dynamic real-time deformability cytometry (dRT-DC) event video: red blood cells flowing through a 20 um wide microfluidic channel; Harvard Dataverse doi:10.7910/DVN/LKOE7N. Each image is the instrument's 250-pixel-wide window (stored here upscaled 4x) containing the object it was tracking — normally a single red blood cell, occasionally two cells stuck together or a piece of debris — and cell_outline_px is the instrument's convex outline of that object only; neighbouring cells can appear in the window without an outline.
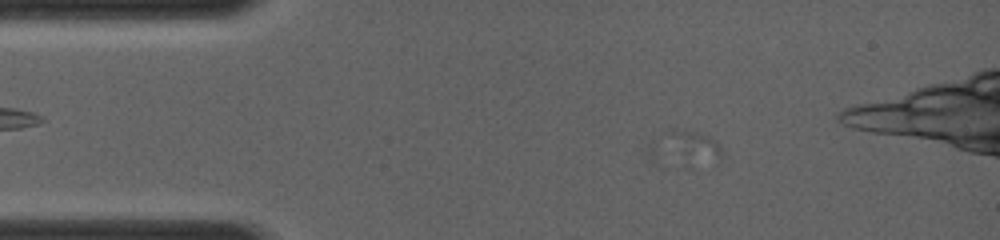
{"species": "common noctule bat (a hibernating species)", "species_latin": "Nyctalus noctula", "temperature_condition": "room temperature", "stored_images_in_passage": 4, "camera_frame_rate_fps": 4000, "um_per_image_px": 0.085, "animal": {"sex": "female", "body_mass_g": 19.0, "forearm_length_mm": 56.7}, "frame": {"image": 1, "passage_image": 4, "time_ms": 0.75, "image_size_px": [1000, 240], "cell_outline_px": [[724, 152], [716, 164], [692, 168], [684, 168], [672, 132], [672, 128], [692, 132], [708, 136], [716, 140], [720, 144]], "centroid_in_image_um": [59.24, 12.66], "position_along_channel_um": 25.8, "area_um2": 10.0}}